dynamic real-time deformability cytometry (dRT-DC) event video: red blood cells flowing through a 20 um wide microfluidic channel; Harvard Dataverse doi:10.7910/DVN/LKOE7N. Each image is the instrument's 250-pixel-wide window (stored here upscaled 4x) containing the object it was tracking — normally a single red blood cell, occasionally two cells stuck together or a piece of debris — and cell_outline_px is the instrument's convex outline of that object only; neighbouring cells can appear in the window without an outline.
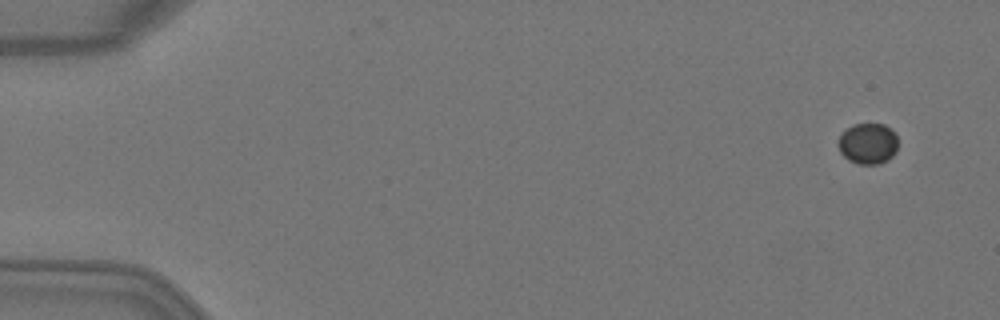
{"species": "Egyptian fruit bat (a non-hibernating species)", "species_latin": "Rousettus aegyptiacus", "temperature_condition": "warm", "stored_images_in_passage": 5, "camera_frame_rate_fps": 3000, "um_per_image_px": 0.085, "animal": {"sex": "female"}, "frame": {"image": 1, "passage_image": 1, "time_ms": 0.0, "image_size_px": [1000, 320], "cell_outline_px": [[896, 152], [888, 160], [880, 164], [856, 164], [848, 160], [840, 152], [836, 144], [840, 136], [852, 124], [884, 124], [892, 128], [896, 132]], "centroid_in_image_um": [73.77, 12.21], "position_along_channel_um": 11.2, "area_um2": 14.45}}
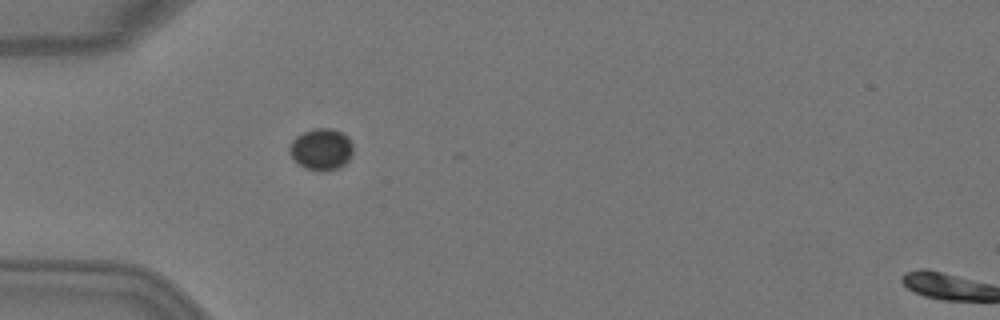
{"frame": {"image": 2, "passage_image": 4, "time_ms": 1.0, "image_size_px": [1000, 320], "cell_outline_px": [[352, 156], [340, 168], [308, 168], [300, 164], [292, 156], [288, 148], [292, 140], [296, 136], [312, 128], [332, 128], [348, 136], [352, 144]], "centroid_in_image_um": [27.33, 12.62], "position_along_channel_um": 57.7, "area_um2": 14.91}}